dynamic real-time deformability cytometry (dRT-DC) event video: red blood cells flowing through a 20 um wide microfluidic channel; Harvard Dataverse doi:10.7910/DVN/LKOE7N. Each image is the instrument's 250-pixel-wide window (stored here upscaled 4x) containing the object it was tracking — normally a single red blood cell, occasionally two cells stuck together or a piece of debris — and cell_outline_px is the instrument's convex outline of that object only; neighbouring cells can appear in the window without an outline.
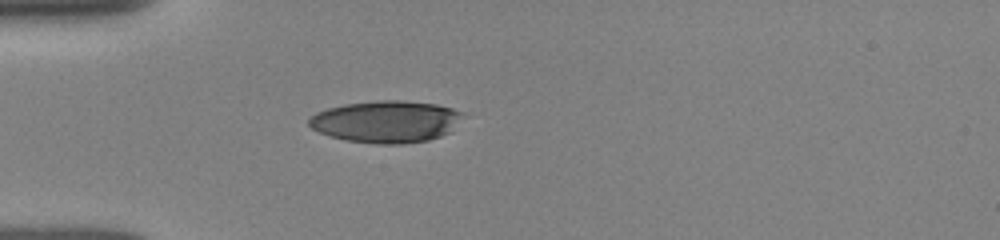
{"species": "human", "species_latin": "Homo sapiens", "temperature_condition": "room temperature", "stored_images_in_passage": 27, "camera_frame_rate_fps": 3000, "um_per_image_px": 0.085, "donor": {"sex": "female"}, "frame": {"image": 1, "passage_image": 1, "time_ms": 0.0, "image_size_px": [1000, 240], "cell_outline_px": [[464, 112], [448, 132], [440, 136], [428, 140], [400, 144], [376, 144], [344, 140], [320, 132], [312, 128], [308, 124], [308, 120], [316, 112], [328, 108], [344, 104], [380, 100], [400, 100], [436, 104], [452, 108]], "centroid_in_image_um": [32.78, 10.33], "position_along_channel_um": 52.2, "area_um2": 37.28}}
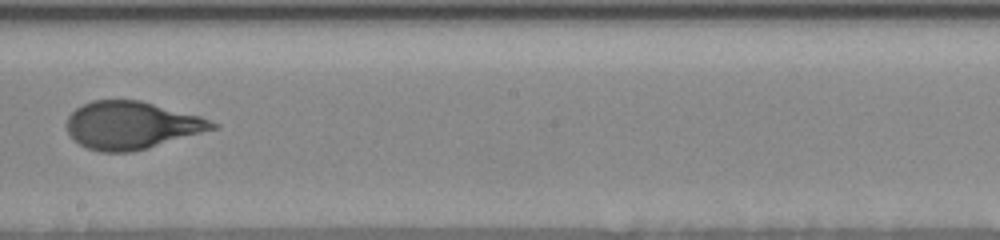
{"frame": {"image": 2, "passage_image": 14, "time_ms": 4.333, "image_size_px": [1000, 240], "cell_outline_px": [[220, 128], [132, 152], [100, 152], [88, 148], [80, 144], [68, 132], [68, 116], [76, 108], [92, 100], [140, 100], [200, 116], [220, 124]], "centroid_in_image_um": [11.23, 10.65], "position_along_channel_um": 237.0, "area_um2": 40.23}}
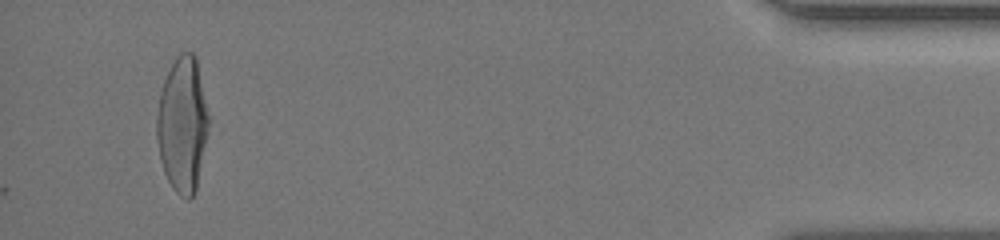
{"frame": {"image": 3, "passage_image": 26, "time_ms": 8.333, "image_size_px": [1000, 240], "cell_outline_px": [[208, 132], [196, 188], [192, 196], [188, 200], [180, 196], [172, 188], [164, 172], [160, 160], [156, 136], [156, 116], [160, 92], [164, 80], [176, 56], [180, 52], [192, 52], [196, 56], [208, 112]], "centroid_in_image_um": [15.5, 10.58], "position_along_channel_um": 419.7, "area_um2": 40.86}}